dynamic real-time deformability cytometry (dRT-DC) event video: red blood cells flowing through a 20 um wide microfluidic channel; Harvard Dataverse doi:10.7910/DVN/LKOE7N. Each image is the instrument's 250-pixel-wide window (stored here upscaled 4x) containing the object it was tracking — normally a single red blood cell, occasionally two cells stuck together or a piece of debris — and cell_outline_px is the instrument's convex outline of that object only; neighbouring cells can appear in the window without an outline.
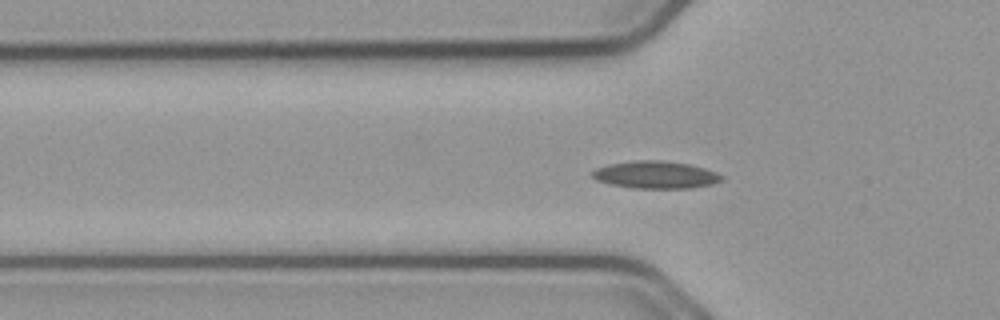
{"species": "common noctule bat (a hibernating species)", "species_latin": "Nyctalus noctula", "temperature_condition": "cold", "stored_images_in_passage": 2, "camera_frame_rate_fps": 3000, "um_per_image_px": 0.085, "animal": {"sex": "male", "body_mass_g": 23.1, "forearm_length_mm": 52.7}, "frame": {"image": 1, "passage_image": 2, "time_ms": 0.333, "image_size_px": [1000, 320], "cell_outline_px": [[724, 180], [712, 184], [692, 188], [632, 188], [612, 184], [596, 180], [592, 176], [592, 172], [596, 168], [608, 164], [636, 160], [660, 160], [688, 164], [704, 168], [716, 172], [724, 176]], "centroid_in_image_um": [55.75, 14.86], "position_along_channel_um": 70.1, "area_um2": 20.63}}